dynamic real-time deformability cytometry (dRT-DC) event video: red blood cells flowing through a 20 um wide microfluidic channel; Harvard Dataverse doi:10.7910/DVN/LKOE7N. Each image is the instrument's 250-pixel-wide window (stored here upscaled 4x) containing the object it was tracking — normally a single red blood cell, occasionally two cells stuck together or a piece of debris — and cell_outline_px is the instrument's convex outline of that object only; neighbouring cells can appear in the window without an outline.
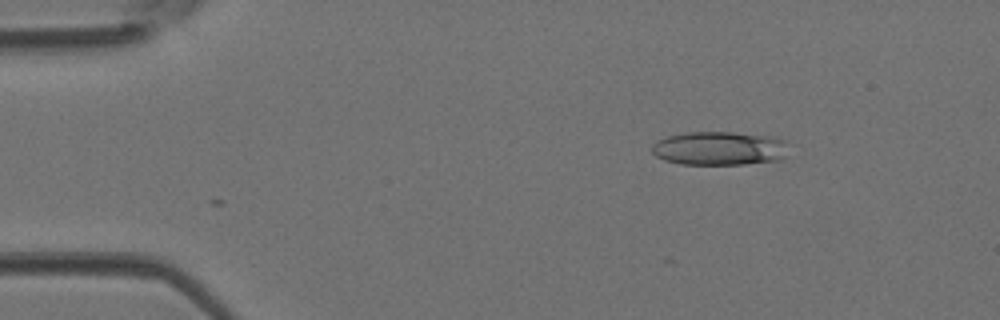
{"species": "Egyptian fruit bat (a non-hibernating species)", "species_latin": "Rousettus aegyptiacus", "temperature_condition": "room temperature", "stored_images_in_passage": 32, "camera_frame_rate_fps": 3000, "um_per_image_px": 0.085, "animal": {"sex": "female"}, "frame": {"image": 1, "passage_image": 1, "time_ms": 0.0, "image_size_px": [1000, 320], "cell_outline_px": [[796, 144], [784, 160], [744, 164], [680, 164], [664, 160], [656, 156], [652, 152], [652, 144], [656, 140], [668, 136], [688, 132], [732, 132], [772, 136], [788, 140]], "centroid_in_image_um": [61.32, 12.61], "position_along_channel_um": 23.7, "area_um2": 27.86}}
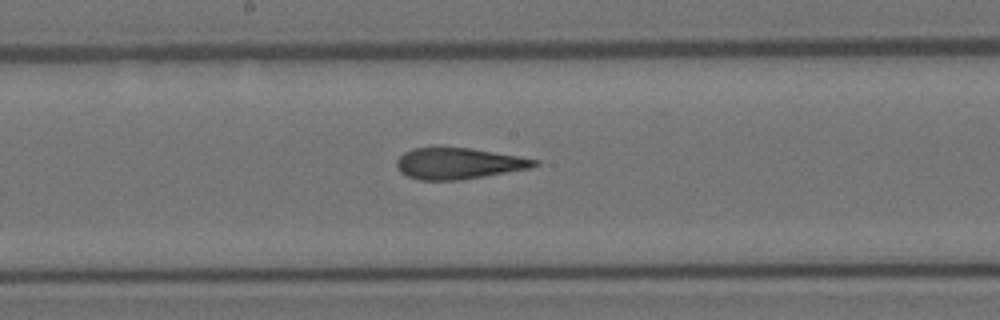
{"frame": {"image": 2, "passage_image": 18, "time_ms": 5.667, "image_size_px": [1000, 320], "cell_outline_px": [[540, 164], [532, 168], [460, 180], [420, 180], [408, 176], [400, 172], [396, 168], [396, 160], [404, 152], [412, 148], [472, 148], [520, 156], [540, 160]], "centroid_in_image_um": [39.0, 13.89], "position_along_channel_um": 209.2, "area_um2": 25.14}}
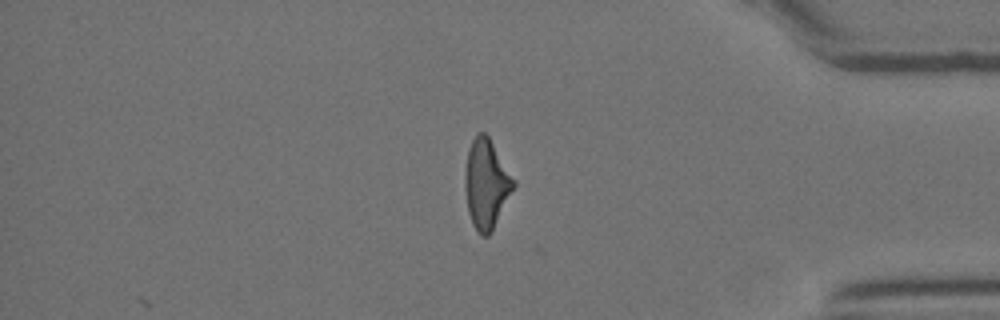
{"frame": {"image": 3, "passage_image": 32, "time_ms": 10.333, "image_size_px": [1000, 320], "cell_outline_px": [[516, 184], [492, 232], [488, 236], [480, 236], [472, 224], [468, 212], [464, 188], [464, 176], [468, 148], [472, 140], [480, 132], [484, 132], [488, 136], [516, 180]], "centroid_in_image_um": [41.33, 15.66], "position_along_channel_um": 393.9, "area_um2": 25.49}}